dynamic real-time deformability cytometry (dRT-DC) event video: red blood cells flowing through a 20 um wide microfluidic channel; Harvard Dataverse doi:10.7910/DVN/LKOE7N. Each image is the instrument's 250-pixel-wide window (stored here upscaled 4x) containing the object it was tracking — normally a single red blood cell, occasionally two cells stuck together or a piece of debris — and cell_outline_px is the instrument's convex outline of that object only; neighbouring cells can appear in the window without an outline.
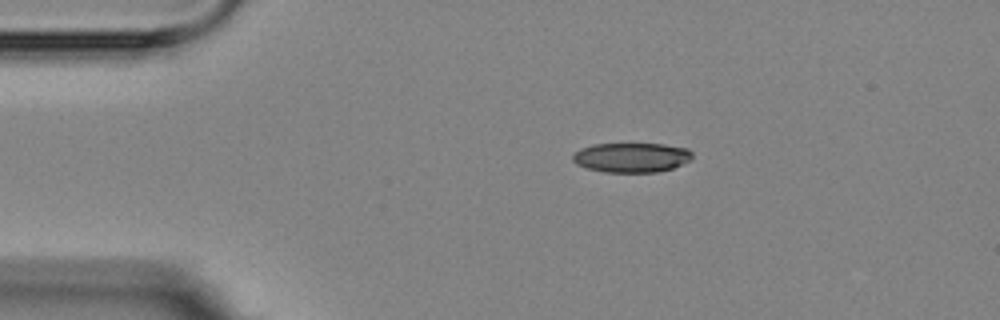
{"species": "Egyptian fruit bat (a non-hibernating species)", "species_latin": "Rousettus aegyptiacus", "temperature_condition": "room temperature", "stored_images_in_passage": 13, "camera_frame_rate_fps": 3000, "um_per_image_px": 0.085, "animal": {"sex": "female"}, "frame": {"image": 1, "passage_image": 1, "time_ms": 0.0, "image_size_px": [1000, 320], "cell_outline_px": [[692, 160], [672, 168], [656, 172], [604, 172], [588, 168], [576, 164], [572, 160], [572, 156], [580, 148], [592, 144], [664, 144], [688, 148], [692, 152]], "centroid_in_image_um": [53.69, 13.38], "position_along_channel_um": 31.3, "area_um2": 20.69}}
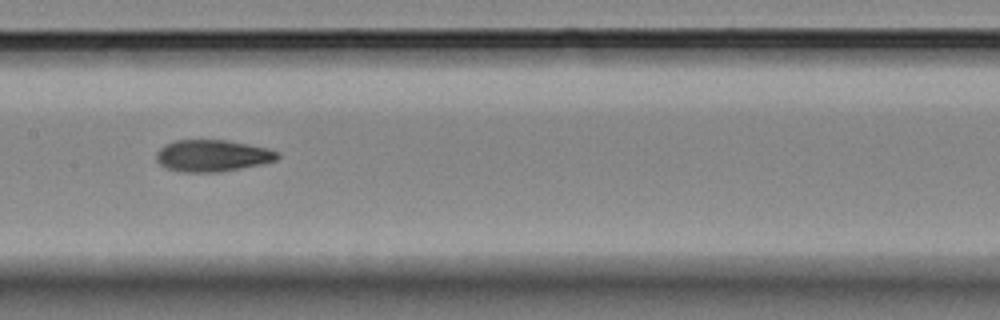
{"frame": {"image": 2, "passage_image": 6, "time_ms": 5.667, "image_size_px": [1000, 320], "cell_outline_px": [[280, 156], [276, 160], [264, 164], [220, 172], [180, 172], [164, 168], [156, 160], [156, 152], [164, 144], [172, 140], [228, 140], [268, 148], [280, 152]], "centroid_in_image_um": [18.05, 13.23], "position_along_channel_um": 189.4, "area_um2": 22.83}}
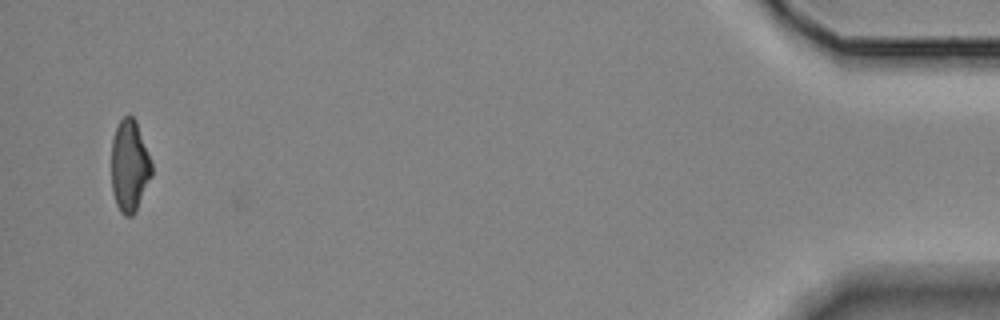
{"frame": {"image": 3, "passage_image": 13, "time_ms": 14.667, "image_size_px": [1000, 320], "cell_outline_px": [[152, 176], [136, 212], [132, 216], [124, 216], [120, 212], [116, 204], [112, 192], [112, 140], [116, 128], [120, 120], [128, 112], [136, 120], [152, 164]], "centroid_in_image_um": [11.01, 14.12], "position_along_channel_um": 424.2, "area_um2": 21.73}, "authors_computed_cell_mechanics": {"area_um2": 22.3108, "velocity_mm_per_s": 3.5459, "shape_relaxation_time_tau1_ms": 5.9819, "shape_relaxation_time_tau2_ms": 2.8229, "deformation_change_tau1": 0.1616, "deformation_change_tau2": 0.0828}}